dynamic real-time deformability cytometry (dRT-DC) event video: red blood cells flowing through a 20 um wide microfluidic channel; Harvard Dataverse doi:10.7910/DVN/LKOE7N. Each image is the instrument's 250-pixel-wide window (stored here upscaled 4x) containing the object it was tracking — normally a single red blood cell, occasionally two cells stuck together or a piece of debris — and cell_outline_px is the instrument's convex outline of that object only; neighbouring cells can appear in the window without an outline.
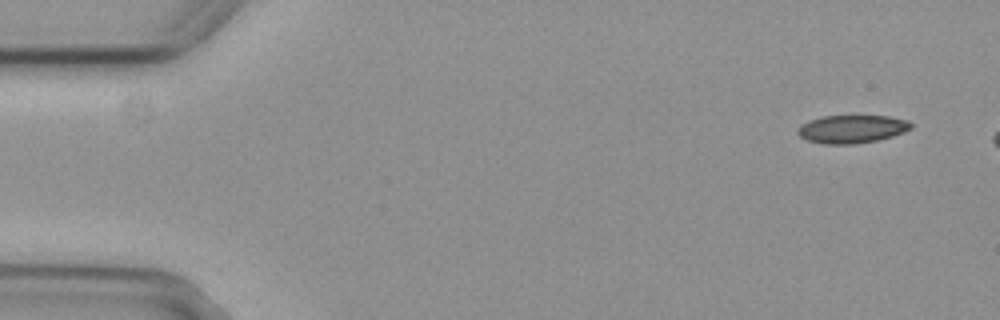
{"species": "common noctule bat (a hibernating species)", "species_latin": "Nyctalus noctula", "temperature_condition": "cold", "stored_images_in_passage": 8, "camera_frame_rate_fps": 3000, "um_per_image_px": 0.085, "animal": {"sex": "female", "body_mass_g": 29.2, "forearm_length_mm": 56.3}, "frame": {"image": 1, "passage_image": 1, "time_ms": 0.0, "image_size_px": [1000, 320], "cell_outline_px": [[912, 128], [904, 132], [892, 136], [876, 140], [856, 144], [824, 144], [808, 140], [800, 136], [796, 132], [796, 128], [800, 124], [808, 120], [820, 116], [888, 116], [908, 120], [912, 124]], "centroid_in_image_um": [72.37, 10.96], "position_along_channel_um": 12.6, "area_um2": 18.67}}
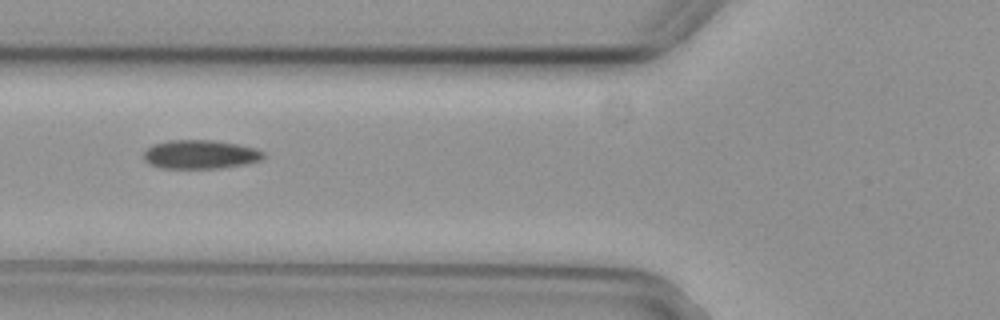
{"frame": {"image": 2, "passage_image": 6, "time_ms": 1.667, "image_size_px": [1000, 320], "cell_outline_px": [[264, 156], [260, 160], [244, 164], [220, 168], [160, 168], [148, 164], [144, 160], [144, 152], [152, 144], [168, 140], [212, 140], [236, 144], [252, 148], [264, 152]], "centroid_in_image_um": [16.96, 13.13], "position_along_channel_um": 108.8, "area_um2": 20.0}}
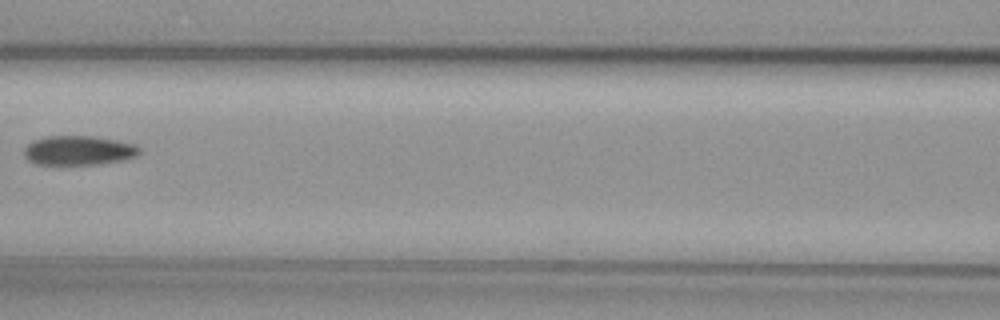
{"frame": {"image": 3, "passage_image": 7, "time_ms": 2.0, "image_size_px": [1000, 320], "cell_outline_px": [[140, 152], [136, 156], [120, 160], [96, 164], [36, 164], [28, 160], [24, 156], [24, 148], [32, 140], [48, 136], [96, 136], [136, 144], [140, 148]], "centroid_in_image_um": [6.66, 12.77], "position_along_channel_um": 159.9, "area_um2": 19.71}}